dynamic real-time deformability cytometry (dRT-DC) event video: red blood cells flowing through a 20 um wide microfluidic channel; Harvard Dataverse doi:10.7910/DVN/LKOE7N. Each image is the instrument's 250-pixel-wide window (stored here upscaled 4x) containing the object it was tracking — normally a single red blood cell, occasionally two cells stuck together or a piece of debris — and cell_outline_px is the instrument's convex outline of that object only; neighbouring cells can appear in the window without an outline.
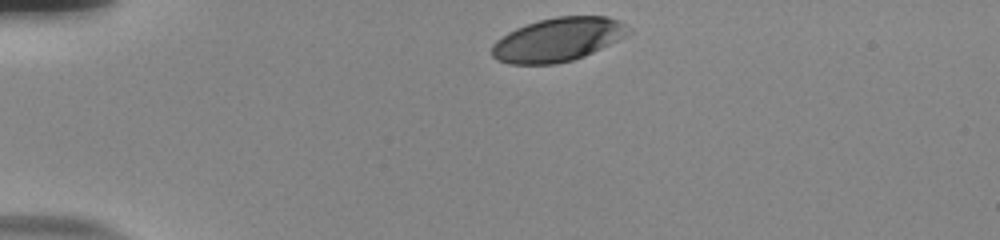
{"species": "human", "species_latin": "Homo sapiens", "temperature_condition": "room temperature", "stored_images_in_passage": 35, "camera_frame_rate_fps": 3000, "um_per_image_px": 0.085, "donor": {"sex": "male"}, "frame": {"image": 1, "passage_image": 1, "time_ms": 0.0, "image_size_px": [1000, 240], "cell_outline_px": [[632, 32], [584, 56], [572, 60], [556, 64], [508, 64], [496, 60], [492, 56], [492, 44], [496, 40], [508, 32], [516, 28], [540, 20], [556, 16], [608, 16], [632, 28]], "centroid_in_image_um": [47.39, 3.37], "position_along_channel_um": 37.6, "area_um2": 34.56}}
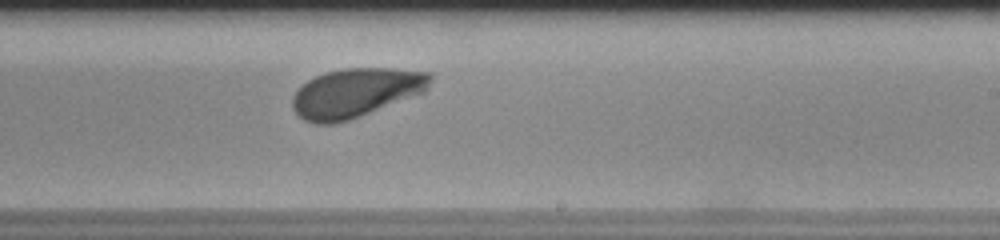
{"frame": {"image": 2, "passage_image": 23, "time_ms": 7.333, "image_size_px": [1000, 240], "cell_outline_px": [[432, 80], [424, 92], [348, 120], [332, 124], [316, 124], [304, 120], [292, 108], [292, 96], [308, 80], [324, 72], [344, 68], [392, 68], [432, 72]], "centroid_in_image_um": [30.24, 7.87], "position_along_channel_um": 258.8, "area_um2": 39.19}}
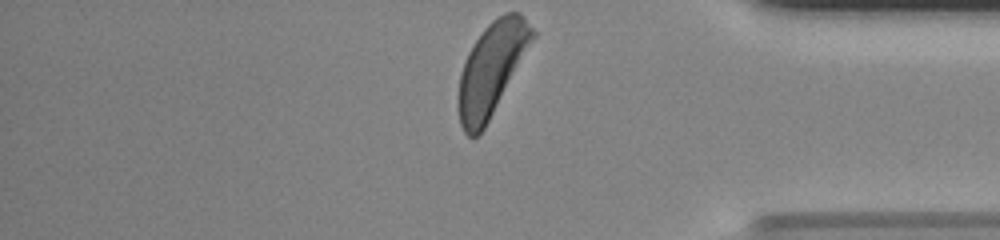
{"frame": {"image": 3, "passage_image": 35, "time_ms": 11.333, "image_size_px": [1000, 240], "cell_outline_px": [[536, 36], [484, 128], [476, 136], [468, 136], [464, 132], [460, 124], [456, 100], [460, 72], [464, 60], [468, 52], [484, 28], [492, 20], [504, 12], [520, 12], [524, 16], [536, 32]], "centroid_in_image_um": [41.76, 5.84], "position_along_channel_um": 393.4, "area_um2": 39.82}, "authors_computed_cell_mechanics": {"area_um2": 39.015, "velocity_mm_per_s": 3.758, "shape_relaxation_time_tau1_ms": 4.2137, "shape_relaxation_time_tau2_ms": null, "deformation_change_tau1": 0.1846, "deformation_change_tau2": null}}